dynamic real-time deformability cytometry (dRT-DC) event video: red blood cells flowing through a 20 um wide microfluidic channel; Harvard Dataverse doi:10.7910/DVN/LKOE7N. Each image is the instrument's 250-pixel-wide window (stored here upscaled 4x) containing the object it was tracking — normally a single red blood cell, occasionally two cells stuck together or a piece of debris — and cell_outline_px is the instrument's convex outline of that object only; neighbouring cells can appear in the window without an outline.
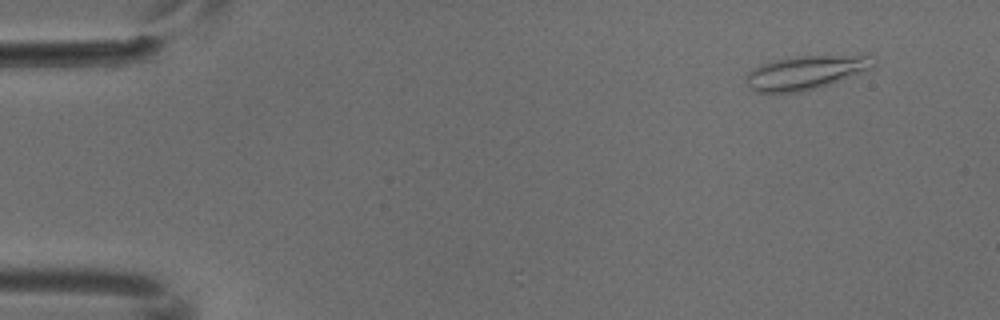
{"species": "common noctule bat (a hibernating species)", "species_latin": "Nyctalus noctula", "temperature_condition": "cold", "stored_images_in_passage": 5, "camera_frame_rate_fps": 3000, "um_per_image_px": 0.085, "animal": {"sex": "male", "body_mass_g": 18.8}, "frame": {"image": 1, "passage_image": 2, "time_ms": 0.333, "image_size_px": [1000, 320], "cell_outline_px": [[876, 64], [872, 68], [828, 84], [800, 92], [756, 92], [748, 84], [748, 72], [760, 64], [776, 60], [796, 56], [860, 52], [876, 60]], "centroid_in_image_um": [68.6, 6.1], "position_along_channel_um": 16.4, "area_um2": 25.32}}